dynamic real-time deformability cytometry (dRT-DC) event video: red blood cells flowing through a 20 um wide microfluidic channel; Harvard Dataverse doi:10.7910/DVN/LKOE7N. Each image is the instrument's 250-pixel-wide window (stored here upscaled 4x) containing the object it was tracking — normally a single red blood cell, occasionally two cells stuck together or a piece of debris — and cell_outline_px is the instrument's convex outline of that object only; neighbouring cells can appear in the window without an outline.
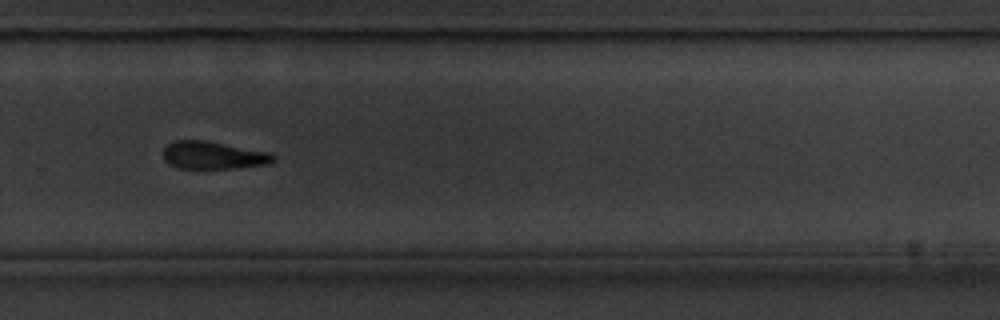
{"species": "common noctule bat (a hibernating species)", "species_latin": "Nyctalus noctula", "temperature_condition": "cold", "stored_images_in_passage": 40, "camera_frame_rate_fps": 3000, "um_per_image_px": 0.085, "animal": {"sex": "male", "body_mass_g": 20.1, "forearm_length_mm": 53.5}, "frame": {"image": 1, "passage_image": 23, "time_ms": 7.333, "image_size_px": [1000, 320], "cell_outline_px": [[276, 160], [268, 164], [232, 168], [180, 168], [168, 164], [164, 160], [164, 148], [168, 144], [176, 140], [204, 140], [272, 152], [276, 156]], "centroid_in_image_um": [18.16, 13.19], "position_along_channel_um": 311.6, "area_um2": 17.8}, "authors_computed_cell_mechanics": {"area_um2": 18.9006, "velocity_mm_per_s": 3.5327, "shape_relaxation_time_tau1_ms": 2.9149, "shape_relaxation_time_tau2_ms": null, "deformation_change_tau1": 0.1307, "deformation_change_tau2": null}}